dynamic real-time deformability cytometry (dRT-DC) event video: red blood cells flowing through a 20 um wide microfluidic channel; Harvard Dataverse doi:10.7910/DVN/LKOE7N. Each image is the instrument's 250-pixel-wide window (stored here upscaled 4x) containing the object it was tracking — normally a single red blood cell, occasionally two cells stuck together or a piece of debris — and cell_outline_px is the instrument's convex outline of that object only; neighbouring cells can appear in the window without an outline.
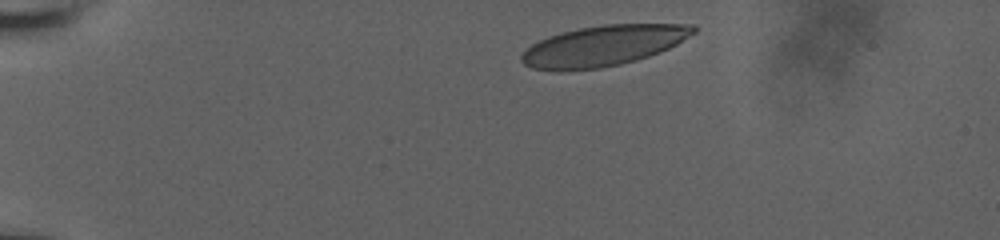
{"species": "human", "species_latin": "Homo sapiens", "temperature_condition": "room temperature", "stored_images_in_passage": 8, "camera_frame_rate_fps": 3000, "um_per_image_px": 0.085, "donor": {"sex": "male"}, "frame": {"image": 1, "passage_image": 1, "time_ms": 0.0, "image_size_px": [1000, 240], "cell_outline_px": [[696, 32], [676, 44], [660, 52], [636, 60], [620, 64], [600, 68], [556, 72], [532, 68], [524, 64], [520, 60], [520, 56], [532, 44], [548, 36], [580, 28], [604, 24], [692, 24], [696, 28]], "centroid_in_image_um": [51.26, 3.9], "position_along_channel_um": 33.7, "area_um2": 40.58}}
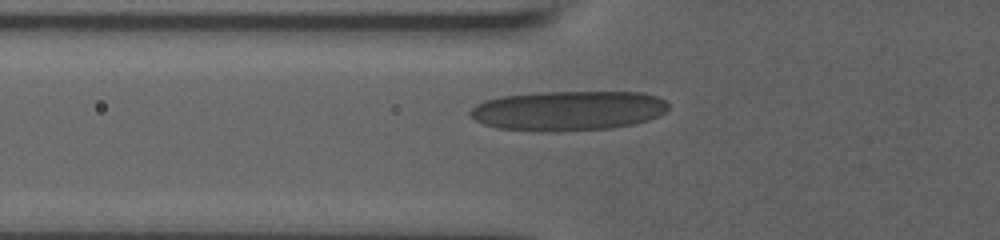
{"frame": {"image": 2, "passage_image": 6, "time_ms": 3.333, "image_size_px": [1000, 240], "cell_outline_px": [[668, 108], [664, 112], [648, 120], [632, 124], [608, 128], [560, 132], [536, 132], [496, 128], [484, 124], [476, 120], [468, 112], [476, 104], [484, 100], [500, 96], [544, 92], [640, 92], [656, 96], [664, 100], [668, 104]], "centroid_in_image_um": [48.24, 9.42], "position_along_channel_um": 77.6, "area_um2": 46.12}}
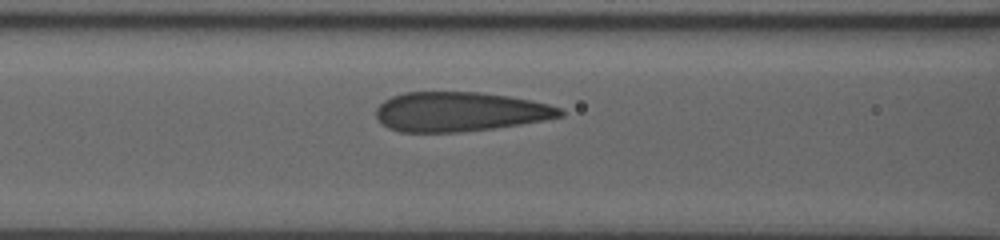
{"frame": {"image": 3, "passage_image": 8, "time_ms": 4.667, "image_size_px": [1000, 240], "cell_outline_px": [[564, 116], [544, 120], [520, 124], [492, 128], [460, 132], [400, 132], [388, 128], [376, 116], [376, 108], [384, 100], [392, 96], [404, 92], [480, 92], [508, 96], [532, 100], [548, 104], [560, 108], [564, 112]], "centroid_in_image_um": [39.08, 9.49], "position_along_channel_um": 127.5, "area_um2": 42.31}}